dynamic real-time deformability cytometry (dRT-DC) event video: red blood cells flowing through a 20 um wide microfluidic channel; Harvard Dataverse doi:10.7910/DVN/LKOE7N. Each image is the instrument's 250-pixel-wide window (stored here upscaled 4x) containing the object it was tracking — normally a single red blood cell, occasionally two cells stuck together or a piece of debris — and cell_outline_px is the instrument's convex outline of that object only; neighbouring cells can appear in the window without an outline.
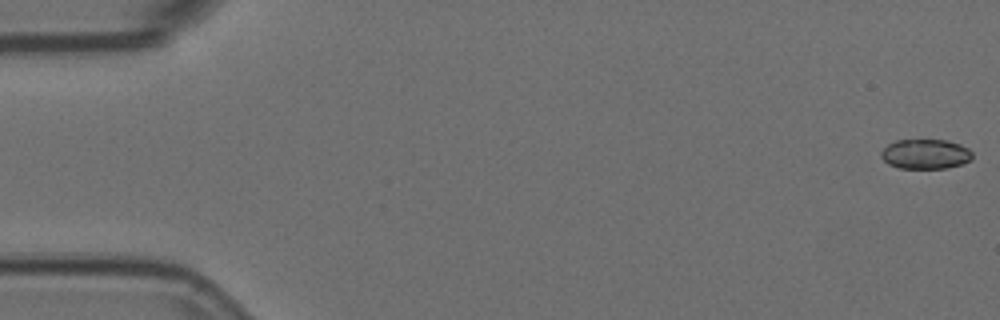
{"species": "Egyptian fruit bat (a non-hibernating species)", "species_latin": "Rousettus aegyptiacus", "temperature_condition": "room temperature", "stored_images_in_passage": 8, "camera_frame_rate_fps": 3000, "um_per_image_px": 0.085, "animal": {"sex": "female"}, "frame": {"image": 1, "passage_image": 1, "time_ms": 0.0, "image_size_px": [1000, 320], "cell_outline_px": [[972, 160], [964, 164], [948, 168], [900, 168], [888, 164], [880, 156], [880, 152], [888, 144], [896, 140], [948, 140], [960, 144], [968, 148], [972, 152]], "centroid_in_image_um": [78.69, 13.1], "position_along_channel_um": 6.3, "area_um2": 16.01}}
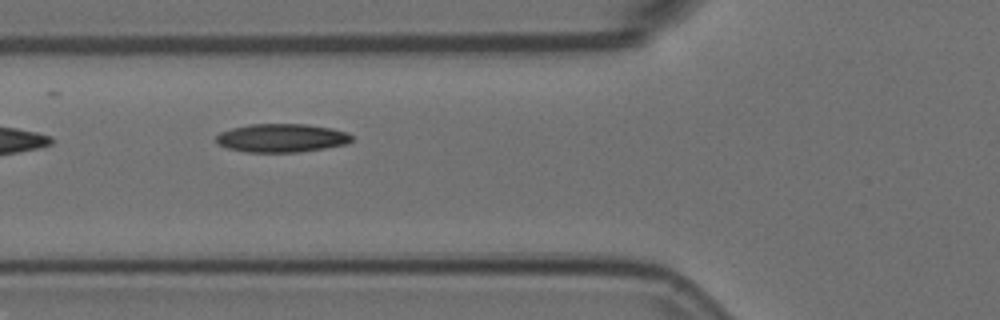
{"frame": {"image": 2, "passage_image": 7, "time_ms": 2.0, "image_size_px": [1000, 320], "cell_outline_px": [[352, 140], [344, 144], [324, 148], [300, 152], [248, 152], [228, 148], [220, 144], [216, 140], [216, 136], [220, 132], [232, 128], [248, 124], [308, 124], [332, 128], [348, 132], [352, 136]], "centroid_in_image_um": [23.95, 11.72], "position_along_channel_um": 101.9, "area_um2": 22.43}}
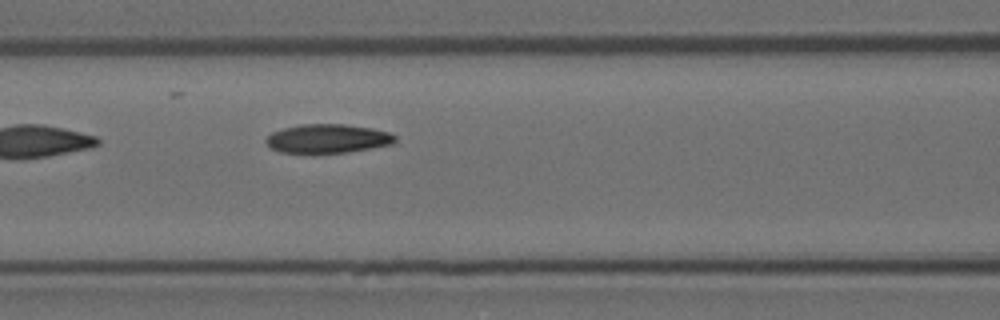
{"frame": {"image": 3, "passage_image": 8, "time_ms": 2.333, "image_size_px": [1000, 320], "cell_outline_px": [[396, 140], [392, 144], [348, 152], [280, 152], [272, 148], [264, 140], [272, 132], [284, 128], [300, 124], [344, 124], [372, 128], [392, 132], [396, 136]], "centroid_in_image_um": [27.89, 11.76], "position_along_channel_um": 138.7, "area_um2": 21.56}}